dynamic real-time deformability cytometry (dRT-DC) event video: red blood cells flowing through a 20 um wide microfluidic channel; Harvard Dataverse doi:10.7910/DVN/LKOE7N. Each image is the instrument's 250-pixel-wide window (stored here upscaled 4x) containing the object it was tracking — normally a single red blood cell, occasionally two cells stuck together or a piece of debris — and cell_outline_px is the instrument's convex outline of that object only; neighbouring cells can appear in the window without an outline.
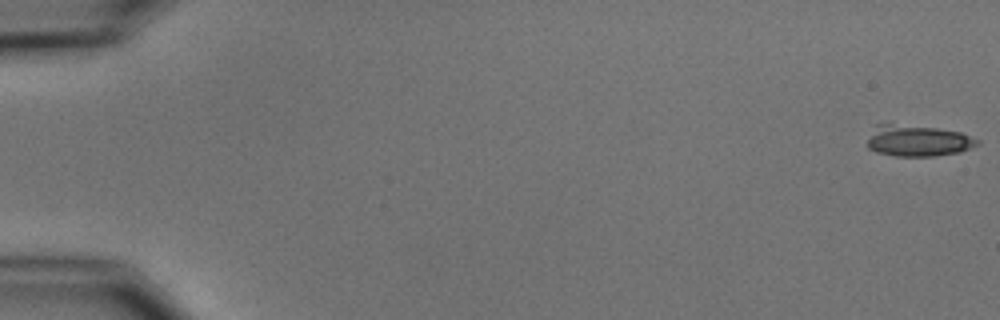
{"species": "common noctule bat (a hibernating species)", "species_latin": "Nyctalus noctula", "temperature_condition": "cold", "stored_images_in_passage": 7, "camera_frame_rate_fps": 3000, "um_per_image_px": 0.085, "animal": {"sex": "male", "body_mass_g": 15.6}, "frame": {"image": 1, "passage_image": 1, "time_ms": 0.0, "image_size_px": [1000, 320], "cell_outline_px": [[980, 144], [960, 152], [936, 156], [896, 156], [876, 152], [868, 148], [868, 140], [876, 124], [888, 124], [936, 128], [960, 132], [980, 140]], "centroid_in_image_um": [78.05, 11.98], "position_along_channel_um": 7.0, "area_um2": 19.83}}
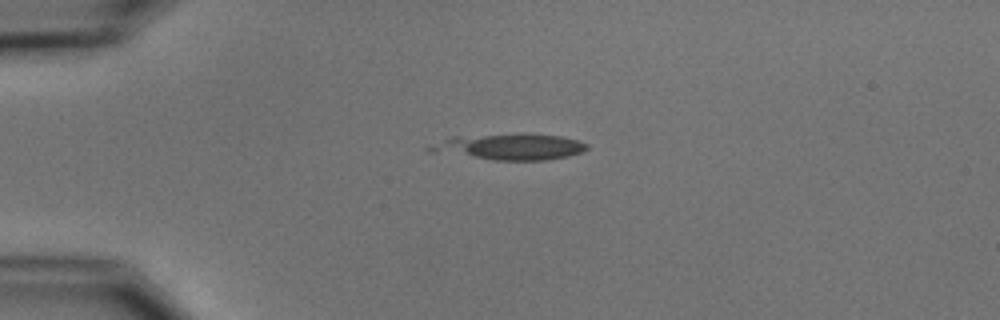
{"frame": {"image": 2, "passage_image": 4, "time_ms": 4.333, "image_size_px": [1000, 320], "cell_outline_px": [[588, 148], [580, 152], [568, 156], [548, 160], [492, 160], [428, 152], [424, 148], [452, 136], [516, 132], [520, 132], [560, 136], [576, 140], [588, 144]], "centroid_in_image_um": [43.26, 12.46], "position_along_channel_um": 41.7, "area_um2": 24.57}}